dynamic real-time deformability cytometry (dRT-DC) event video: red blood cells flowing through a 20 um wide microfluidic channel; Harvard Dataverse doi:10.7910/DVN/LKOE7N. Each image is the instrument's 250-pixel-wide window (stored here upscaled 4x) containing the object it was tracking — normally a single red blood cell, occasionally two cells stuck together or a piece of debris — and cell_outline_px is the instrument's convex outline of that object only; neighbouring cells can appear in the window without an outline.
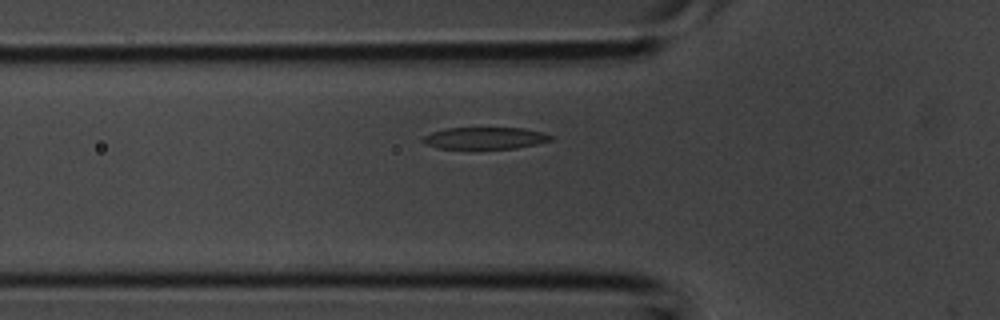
{"species": "common noctule bat (a hibernating species)", "species_latin": "Nyctalus noctula", "temperature_condition": "room temperature", "stored_images_in_passage": 24, "camera_frame_rate_fps": 3000, "um_per_image_px": 0.085, "animal": {"sex": "male", "body_mass_g": 20.1, "forearm_length_mm": 53.5}, "frame": {"image": 1, "passage_image": 2, "time_ms": 0.333, "image_size_px": [1000, 320], "cell_outline_px": [[552, 140], [536, 144], [516, 148], [440, 148], [428, 144], [420, 140], [424, 136], [432, 132], [444, 128], [524, 128], [544, 132], [552, 136]], "centroid_in_image_um": [41.25, 11.72], "position_along_channel_um": 84.5, "area_um2": 16.13}}
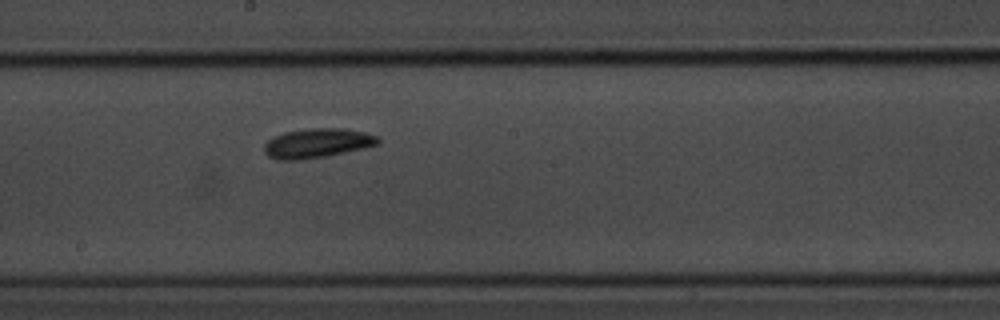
{"frame": {"image": 2, "passage_image": 10, "time_ms": 3.0, "image_size_px": [1000, 320], "cell_outline_px": [[380, 144], [364, 148], [324, 156], [300, 160], [276, 160], [268, 156], [264, 152], [264, 144], [272, 136], [284, 132], [312, 128], [344, 128], [364, 132], [380, 136]], "centroid_in_image_um": [26.96, 12.16], "position_along_channel_um": 221.2, "area_um2": 19.65}}
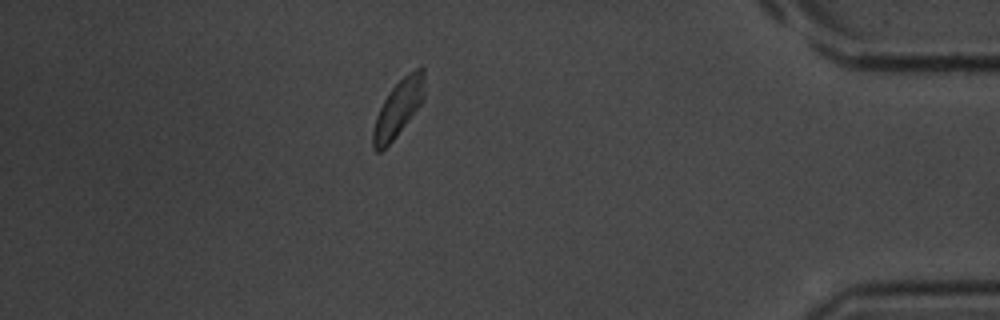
{"frame": {"image": 3, "passage_image": 23, "time_ms": 7.333, "image_size_px": [1000, 320], "cell_outline_px": [[424, 100], [396, 136], [380, 152], [376, 152], [372, 148], [372, 128], [376, 116], [388, 92], [404, 76], [420, 64], [424, 68]], "centroid_in_image_um": [33.85, 9.18], "position_along_channel_um": 401.3, "area_um2": 16.99}}